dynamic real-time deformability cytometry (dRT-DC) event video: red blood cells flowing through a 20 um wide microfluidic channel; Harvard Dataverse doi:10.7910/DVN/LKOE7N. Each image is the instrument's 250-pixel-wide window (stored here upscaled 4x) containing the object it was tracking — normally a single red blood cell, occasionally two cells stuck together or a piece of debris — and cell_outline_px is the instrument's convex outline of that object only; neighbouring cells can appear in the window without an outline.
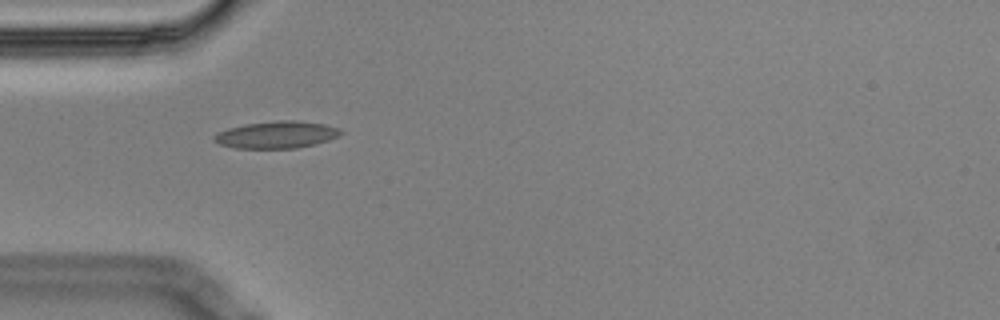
{"species": "Egyptian fruit bat (a non-hibernating species)", "species_latin": "Rousettus aegyptiacus", "temperature_condition": "cold", "stored_images_in_passage": 8, "camera_frame_rate_fps": 3000, "um_per_image_px": 0.085, "animal": {"sex": "male"}, "frame": {"image": 1, "passage_image": 3, "time_ms": 0.667, "image_size_px": [1000, 320], "cell_outline_px": [[344, 132], [340, 136], [328, 140], [296, 148], [232, 148], [220, 144], [212, 140], [212, 136], [228, 128], [244, 124], [276, 120], [296, 120], [324, 124], [340, 128]], "centroid_in_image_um": [23.51, 11.44], "position_along_channel_um": 61.5, "area_um2": 20.06}}
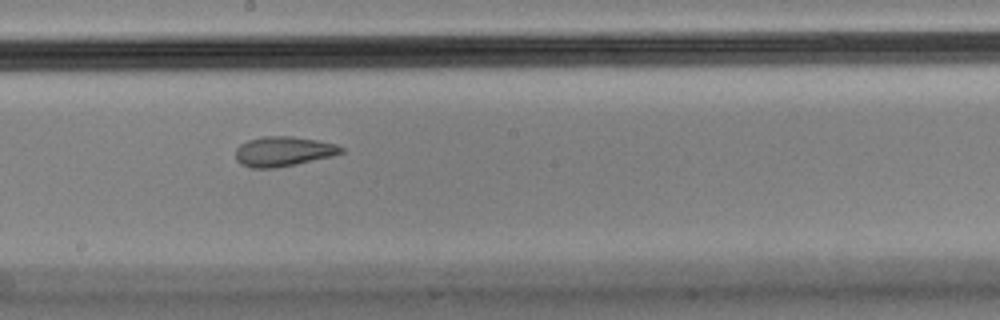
{"frame": {"image": 2, "passage_image": 7, "time_ms": 2.0, "image_size_px": [1000, 320], "cell_outline_px": [[344, 152], [332, 156], [296, 164], [276, 168], [252, 168], [240, 164], [236, 160], [236, 148], [240, 144], [248, 140], [264, 136], [292, 136], [316, 140], [336, 144], [344, 148]], "centroid_in_image_um": [24.07, 12.87], "position_along_channel_um": 224.1, "area_um2": 18.38}}
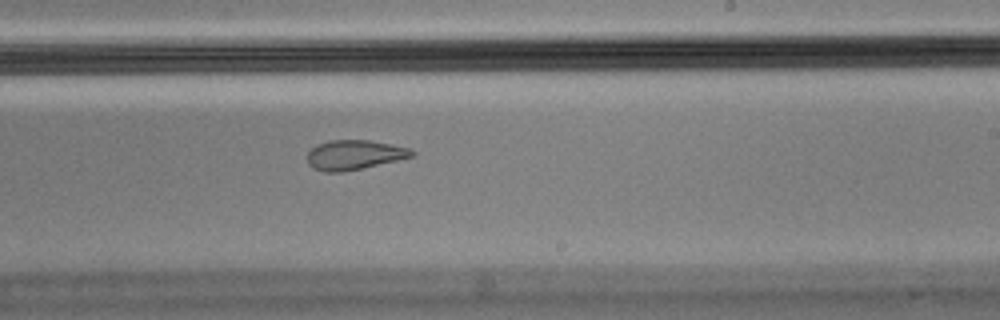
{"frame": {"image": 3, "passage_image": 8, "time_ms": 2.333, "image_size_px": [1000, 320], "cell_outline_px": [[416, 156], [360, 168], [340, 172], [324, 172], [312, 168], [308, 164], [308, 152], [316, 144], [328, 140], [368, 140], [392, 144], [408, 148], [416, 152]], "centroid_in_image_um": [30.1, 13.15], "position_along_channel_um": 258.9, "area_um2": 18.03}}